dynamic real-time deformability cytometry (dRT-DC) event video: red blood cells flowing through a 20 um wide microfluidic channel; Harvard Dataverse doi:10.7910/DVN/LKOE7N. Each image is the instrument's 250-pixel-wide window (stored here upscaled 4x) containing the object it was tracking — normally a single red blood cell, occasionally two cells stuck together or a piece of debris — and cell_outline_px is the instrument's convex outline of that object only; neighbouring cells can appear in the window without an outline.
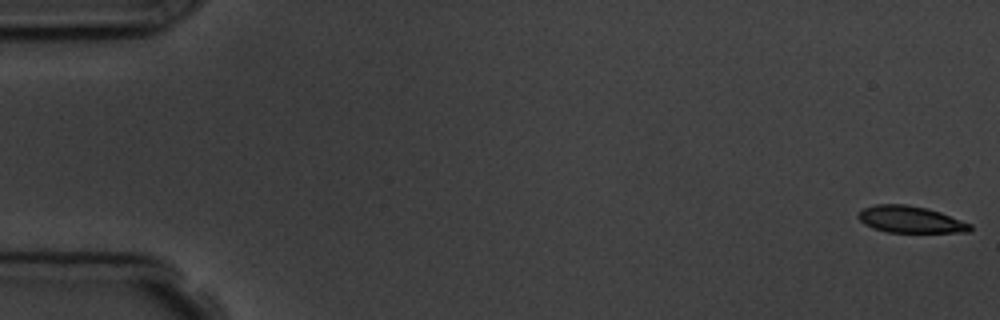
{"species": "common noctule bat (a hibernating species)", "species_latin": "Nyctalus noctula", "temperature_condition": "room temperature", "stored_images_in_passage": 6, "camera_frame_rate_fps": 3000, "um_per_image_px": 0.085, "animal": {"sex": "male", "body_mass_g": 19.5, "forearm_length_mm": 54.6}, "frame": {"image": 1, "passage_image": 1, "time_ms": 0.0, "image_size_px": [1000, 320], "cell_outline_px": [[972, 228], [968, 232], [888, 232], [872, 228], [864, 224], [856, 216], [864, 208], [876, 204], [904, 204], [928, 208], [940, 212], [972, 224]], "centroid_in_image_um": [77.38, 18.65], "position_along_channel_um": 7.6, "area_um2": 17.4}}
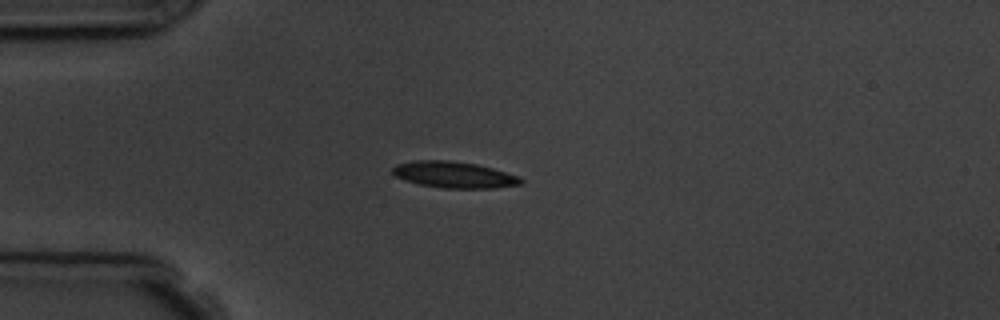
{"frame": {"image": 2, "passage_image": 5, "time_ms": 4.667, "image_size_px": [1000, 320], "cell_outline_px": [[524, 184], [496, 188], [444, 188], [420, 184], [404, 180], [396, 176], [392, 172], [392, 168], [396, 164], [416, 160], [452, 160], [476, 164], [492, 168], [516, 176], [524, 180]], "centroid_in_image_um": [38.59, 14.85], "position_along_channel_um": 46.4, "area_um2": 19.65}}
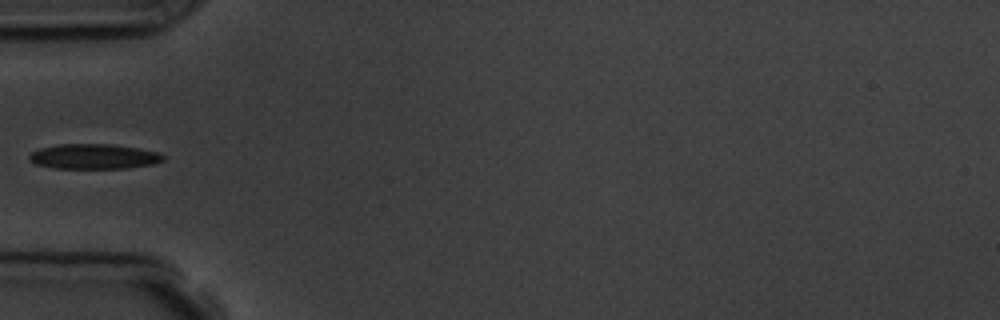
{"frame": {"image": 3, "passage_image": 6, "time_ms": 6.0, "image_size_px": [1000, 320], "cell_outline_px": [[164, 160], [152, 164], [128, 168], [56, 168], [36, 164], [28, 160], [28, 156], [32, 152], [40, 148], [60, 144], [112, 144], [136, 148], [156, 152], [164, 156]], "centroid_in_image_um": [7.94, 13.3], "position_along_channel_um": 77.1, "area_um2": 19.36}}